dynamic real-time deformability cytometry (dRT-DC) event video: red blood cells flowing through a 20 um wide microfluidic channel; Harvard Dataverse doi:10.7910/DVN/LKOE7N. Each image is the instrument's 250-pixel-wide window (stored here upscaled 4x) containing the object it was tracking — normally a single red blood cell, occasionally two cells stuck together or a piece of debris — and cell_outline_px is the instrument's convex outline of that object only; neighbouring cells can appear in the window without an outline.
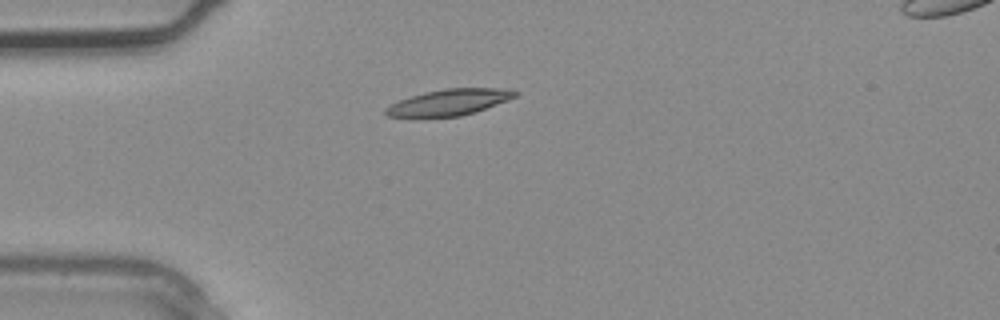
{"species": "common noctule bat (a hibernating species)", "species_latin": "Nyctalus noctula", "temperature_condition": "warm", "stored_images_in_passage": 3, "camera_frame_rate_fps": 3000, "um_per_image_px": 0.085, "animal": {"sex": "male", "body_mass_g": 20.4}, "frame": {"image": 1, "passage_image": 3, "time_ms": 0.667, "image_size_px": [1000, 320], "cell_outline_px": [[520, 92], [516, 96], [508, 100], [476, 112], [460, 116], [412, 120], [388, 116], [384, 112], [384, 108], [400, 100], [424, 92], [444, 88], [508, 88]], "centroid_in_image_um": [38.12, 8.74], "position_along_channel_um": 46.9, "area_um2": 20.58}}